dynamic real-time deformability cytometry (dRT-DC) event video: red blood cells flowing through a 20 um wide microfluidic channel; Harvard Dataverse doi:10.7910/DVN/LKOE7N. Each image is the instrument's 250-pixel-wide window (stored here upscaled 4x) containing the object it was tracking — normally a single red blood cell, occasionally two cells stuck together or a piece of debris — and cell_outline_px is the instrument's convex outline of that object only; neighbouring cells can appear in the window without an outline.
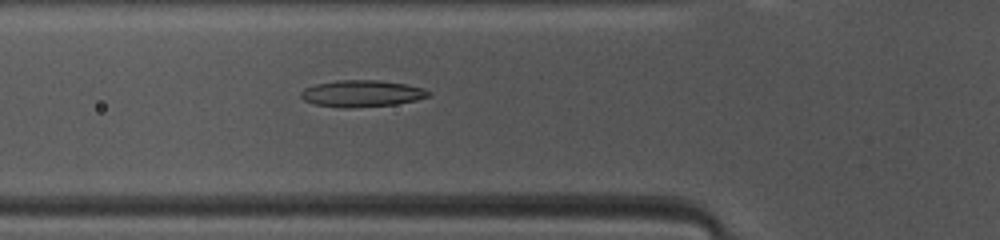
{"species": "common noctule bat (a hibernating species)", "species_latin": "Nyctalus noctula", "temperature_condition": "warm", "stored_images_in_passage": 47, "camera_frame_rate_fps": 3000, "um_per_image_px": 0.085, "animal": {"sex": "female", "body_mass_g": 10.0, "forearm_length_mm": 53.1}, "frame": {"image": 1, "passage_image": 15, "time_ms": 4.667, "image_size_px": [1000, 240], "cell_outline_px": [[428, 96], [416, 100], [396, 104], [348, 108], [340, 108], [316, 104], [304, 100], [300, 96], [300, 92], [304, 88], [316, 84], [336, 80], [380, 80], [404, 84], [424, 88], [428, 92]], "centroid_in_image_um": [30.71, 7.95], "position_along_channel_um": 95.1, "area_um2": 19.71}}
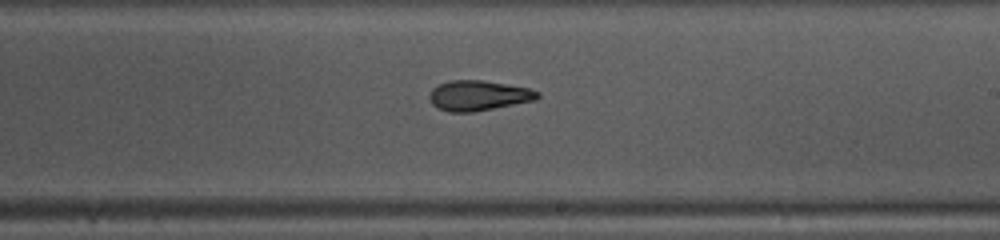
{"frame": {"image": 2, "passage_image": 26, "time_ms": 8.333, "image_size_px": [1000, 240], "cell_outline_px": [[540, 96], [536, 100], [472, 112], [448, 112], [436, 108], [432, 104], [428, 96], [432, 88], [448, 80], [480, 80], [528, 88], [540, 92]], "centroid_in_image_um": [40.63, 8.13], "position_along_channel_um": 248.4, "area_um2": 18.96}}
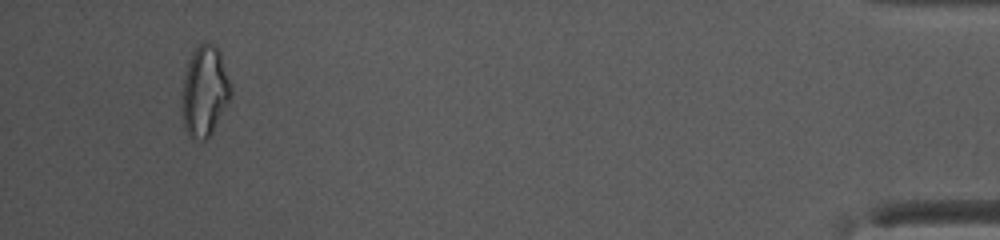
{"frame": {"image": 3, "passage_image": 44, "time_ms": 14.333, "image_size_px": [1000, 240], "cell_outline_px": [[232, 92], [212, 132], [204, 140], [200, 140], [188, 136], [184, 128], [180, 112], [180, 100], [184, 72], [192, 52], [200, 44], [216, 44], [220, 52], [232, 88]], "centroid_in_image_um": [17.34, 7.76], "position_along_channel_um": 417.9, "area_um2": 25.95}, "authors_computed_cell_mechanics": {"area_um2": 19.8254, "velocity_mm_per_s": 4.1649, "shape_relaxation_time_tau1_ms": 8.7818, "shape_relaxation_time_tau2_ms": 4.11, "deformation_change_tau1": 0.2233, "deformation_change_tau2": 0.1004}}